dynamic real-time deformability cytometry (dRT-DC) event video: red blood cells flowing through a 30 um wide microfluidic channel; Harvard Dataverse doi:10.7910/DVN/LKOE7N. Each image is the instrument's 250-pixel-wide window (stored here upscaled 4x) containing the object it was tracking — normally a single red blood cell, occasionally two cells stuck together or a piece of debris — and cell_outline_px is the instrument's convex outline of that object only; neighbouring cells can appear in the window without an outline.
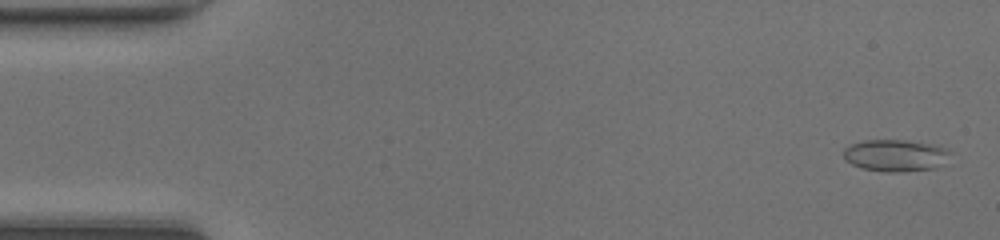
{"species": "common noctule bat (a hibernating species)", "species_latin": "Nyctalus noctula", "temperature_condition": "room temperature", "stored_images_in_passage": 48, "camera_frame_rate_fps": 3000, "um_per_image_px": 0.085, "animal": {"sex": "female", "body_mass_g": 20.0, "forearm_length_mm": 54.0}, "frame": {"image": 1, "passage_image": 2, "time_ms": 0.333, "image_size_px": [1000, 240], "cell_outline_px": [[952, 152], [936, 168], [900, 172], [884, 172], [864, 168], [852, 164], [844, 160], [844, 148], [848, 144], [864, 140], [908, 140], [928, 144], [944, 148]], "centroid_in_image_um": [76.05, 13.21], "position_along_channel_um": 9.0, "area_um2": 19.71}}
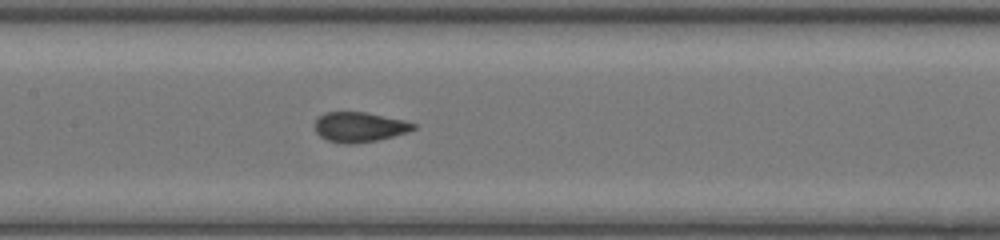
{"frame": {"image": 2, "passage_image": 23, "time_ms": 7.333, "image_size_px": [1000, 240], "cell_outline_px": [[416, 128], [408, 132], [376, 140], [352, 144], [344, 144], [328, 140], [320, 136], [316, 132], [312, 124], [324, 112], [364, 112], [404, 120], [416, 124]], "centroid_in_image_um": [30.52, 10.79], "position_along_channel_um": 176.9, "area_um2": 17.17}}
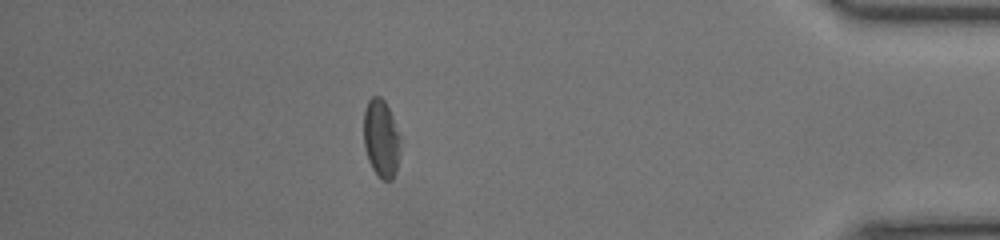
{"frame": {"image": 3, "passage_image": 42, "time_ms": 13.667, "image_size_px": [1000, 240], "cell_outline_px": [[400, 152], [396, 172], [392, 180], [384, 180], [372, 168], [368, 160], [364, 148], [364, 108], [368, 100], [372, 96], [380, 96], [384, 100], [392, 116], [400, 136]], "centroid_in_image_um": [32.4, 11.76], "position_along_channel_um": 402.8, "area_um2": 16.7}, "authors_computed_cell_mechanics": {"area_um2": 17.918, "velocity_mm_per_s": 4.3264, "shape_relaxation_time_tau1_ms": 10.8274, "shape_relaxation_time_tau2_ms": 0.8606, "deformation_change_tau1": 0.2114, "deformation_change_tau2": 0.0583}}